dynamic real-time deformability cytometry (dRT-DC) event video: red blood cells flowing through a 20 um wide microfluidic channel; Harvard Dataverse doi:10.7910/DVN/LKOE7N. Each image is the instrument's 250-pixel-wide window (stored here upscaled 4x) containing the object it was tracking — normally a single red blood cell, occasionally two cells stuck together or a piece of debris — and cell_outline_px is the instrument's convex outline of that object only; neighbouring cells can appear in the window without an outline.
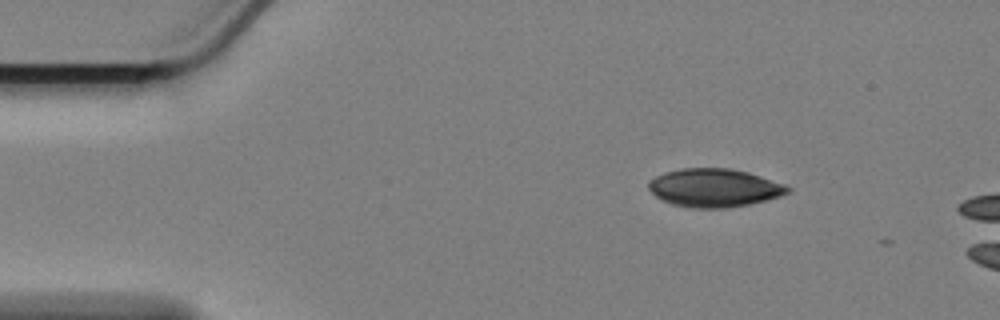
{"species": "Egyptian fruit bat (a non-hibernating species)", "species_latin": "Rousettus aegyptiacus", "temperature_condition": "cold", "stored_images_in_passage": 7, "camera_frame_rate_fps": 3000, "um_per_image_px": 0.085, "animal": {"sex": "female"}, "frame": {"image": 1, "passage_image": 1, "time_ms": 0.0, "image_size_px": [1000, 320], "cell_outline_px": [[792, 192], [780, 196], [748, 204], [724, 208], [692, 208], [672, 204], [656, 196], [648, 188], [648, 180], [656, 176], [680, 168], [728, 168], [748, 172], [784, 184], [792, 188]], "centroid_in_image_um": [60.72, 15.96], "position_along_channel_um": 24.3, "area_um2": 30.87}}